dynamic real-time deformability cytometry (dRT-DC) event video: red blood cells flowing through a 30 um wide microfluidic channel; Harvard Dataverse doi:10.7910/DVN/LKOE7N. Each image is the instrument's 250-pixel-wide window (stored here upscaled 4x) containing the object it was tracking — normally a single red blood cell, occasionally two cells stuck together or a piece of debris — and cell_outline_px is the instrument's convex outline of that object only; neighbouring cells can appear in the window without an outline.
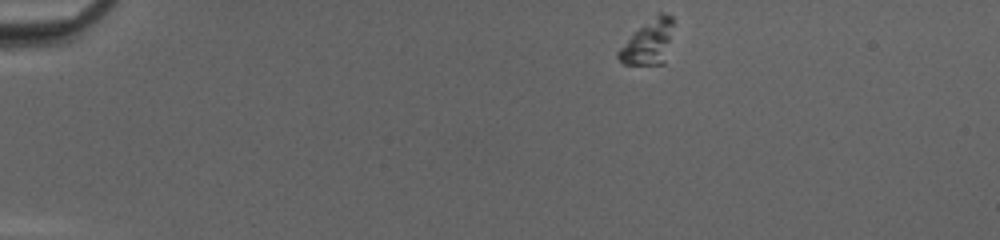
{"species": "common noctule bat (a hibernating species)", "species_latin": "Nyctalus noctula", "temperature_condition": "cold", "stored_images_in_passage": 45, "camera_frame_rate_fps": 3000, "um_per_image_px": 0.085, "animal": {"sex": "female", "body_mass_g": 20.0, "forearm_length_mm": 54.0}, "frame": {"image": 1, "passage_image": 1, "time_ms": 0.0, "image_size_px": [1000, 240], "cell_outline_px": [[672, 24], [664, 64], [624, 64], [616, 56], [616, 52], [640, 28], [660, 12], [664, 12], [672, 16]], "centroid_in_image_um": [55.1, 3.61], "position_along_channel_um": 29.9, "area_um2": 13.53}}
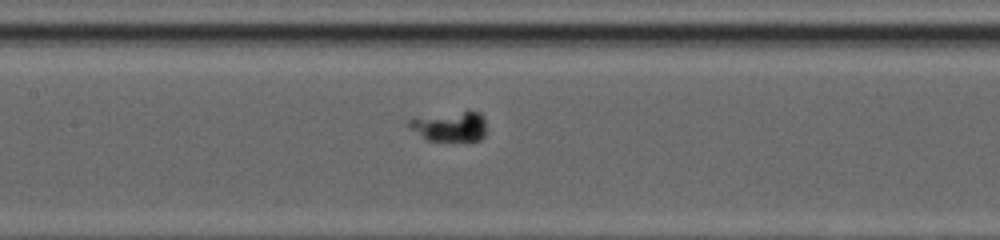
{"frame": {"image": 2, "passage_image": 19, "time_ms": 6.0, "image_size_px": [1000, 240], "cell_outline_px": [[484, 136], [480, 140], [428, 140], [408, 128], [408, 120], [468, 108], [480, 112], [484, 116]], "centroid_in_image_um": [38.28, 10.69], "position_along_channel_um": 169.1, "area_um2": 13.7}}
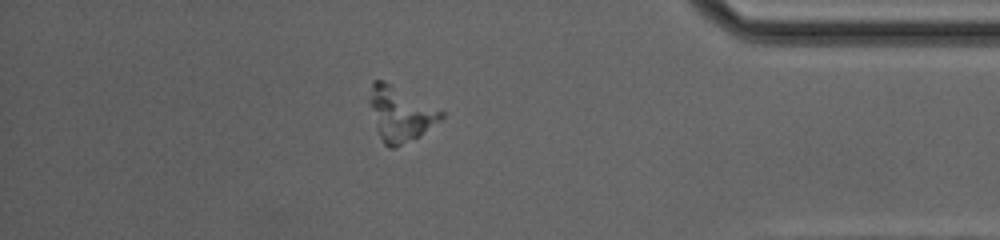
{"frame": {"image": 3, "passage_image": 39, "time_ms": 12.667, "image_size_px": [1000, 240], "cell_outline_px": [[444, 116], [440, 120], [420, 136], [392, 148], [388, 148], [384, 144], [376, 128], [372, 108], [372, 80], [380, 80], [444, 112]], "centroid_in_image_um": [34.05, 9.75], "position_along_channel_um": 401.1, "area_um2": 21.39}}